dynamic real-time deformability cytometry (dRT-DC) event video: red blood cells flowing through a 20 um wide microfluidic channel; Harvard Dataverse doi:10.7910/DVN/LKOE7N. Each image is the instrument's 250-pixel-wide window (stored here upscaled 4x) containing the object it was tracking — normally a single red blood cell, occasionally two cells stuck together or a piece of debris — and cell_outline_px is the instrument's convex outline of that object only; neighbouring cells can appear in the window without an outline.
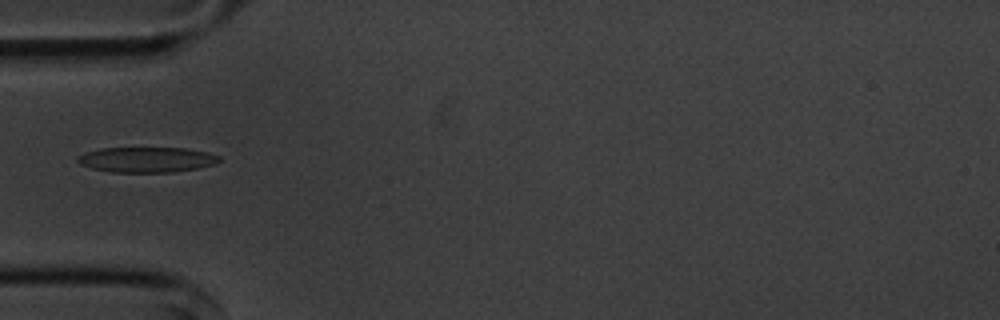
{"species": "common noctule bat (a hibernating species)", "species_latin": "Nyctalus noctula", "temperature_condition": "cold", "stored_images_in_passage": 39, "camera_frame_rate_fps": 3000, "um_per_image_px": 0.085, "animal": {"sex": "male", "body_mass_g": 20.1, "forearm_length_mm": 53.5}, "frame": {"image": 1, "passage_image": 1, "time_ms": 0.0, "image_size_px": [1000, 320], "cell_outline_px": [[220, 160], [216, 164], [196, 168], [172, 172], [112, 172], [92, 168], [80, 164], [76, 160], [76, 156], [84, 152], [100, 148], [188, 148], [208, 152], [220, 156]], "centroid_in_image_um": [12.45, 13.56], "position_along_channel_um": 72.5, "area_um2": 20.98}}
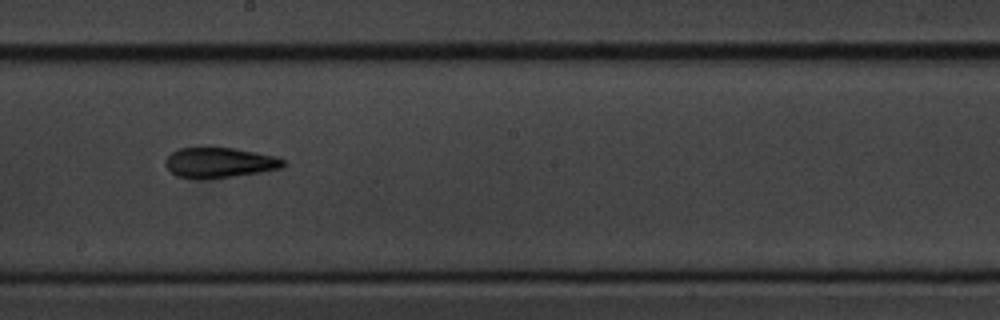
{"frame": {"image": 2, "passage_image": 14, "time_ms": 4.333, "image_size_px": [1000, 320], "cell_outline_px": [[288, 164], [280, 168], [260, 172], [204, 180], [200, 180], [176, 176], [164, 164], [164, 160], [172, 152], [180, 148], [208, 144], [236, 148], [276, 156], [284, 160]], "centroid_in_image_um": [18.61, 13.78], "position_along_channel_um": 229.6, "area_um2": 21.68}}
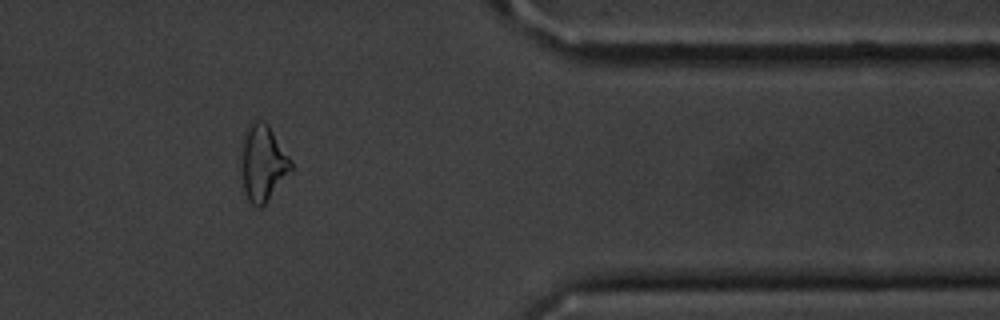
{"frame": {"image": 3, "passage_image": 29, "time_ms": 9.333, "image_size_px": [1000, 320], "cell_outline_px": [[292, 172], [264, 204], [260, 208], [256, 208], [248, 200], [244, 188], [244, 140], [248, 128], [252, 120], [264, 120], [268, 124], [292, 160]], "centroid_in_image_um": [22.43, 13.87], "position_along_channel_um": 389.0, "area_um2": 21.39}}